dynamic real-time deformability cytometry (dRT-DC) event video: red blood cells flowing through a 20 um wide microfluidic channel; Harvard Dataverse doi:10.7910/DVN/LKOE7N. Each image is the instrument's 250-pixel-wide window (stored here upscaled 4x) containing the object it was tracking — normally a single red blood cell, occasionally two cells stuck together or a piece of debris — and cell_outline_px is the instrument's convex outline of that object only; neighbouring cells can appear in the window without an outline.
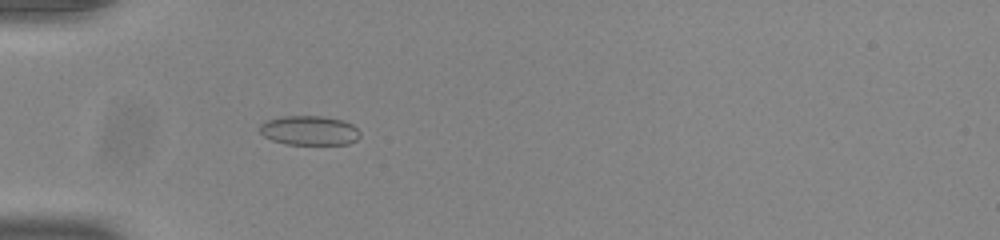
{"species": "common noctule bat (a hibernating species)", "species_latin": "Nyctalus noctula", "temperature_condition": "room temperature", "stored_images_in_passage": 54, "camera_frame_rate_fps": 3000, "um_per_image_px": 0.085, "animal": {"sex": "male", "body_mass_g": 20.0, "forearm_length_mm": 53.3}, "frame": {"image": 1, "passage_image": 18, "time_ms": 5.667, "image_size_px": [1000, 240], "cell_outline_px": [[360, 136], [356, 140], [348, 144], [284, 144], [272, 140], [264, 136], [260, 132], [260, 124], [268, 120], [280, 116], [320, 116], [344, 120], [352, 124], [360, 132]], "centroid_in_image_um": [26.3, 11.09], "position_along_channel_um": 58.7, "area_um2": 17.22}}
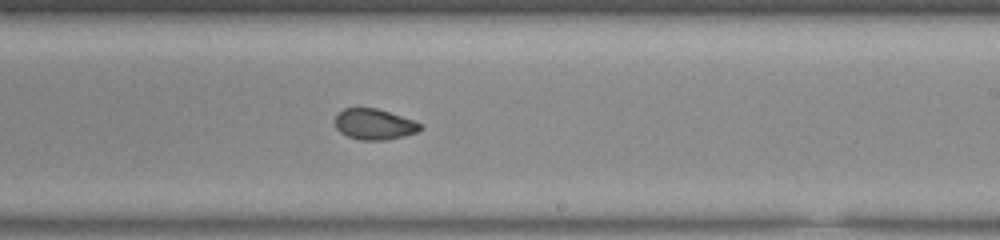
{"frame": {"image": 2, "passage_image": 34, "time_ms": 11.0, "image_size_px": [1000, 240], "cell_outline_px": [[424, 128], [416, 132], [404, 136], [384, 140], [360, 140], [348, 136], [340, 132], [336, 128], [336, 112], [344, 108], [376, 108], [412, 120], [420, 124]], "centroid_in_image_um": [31.78, 10.56], "position_along_channel_um": 257.2, "area_um2": 15.14}}
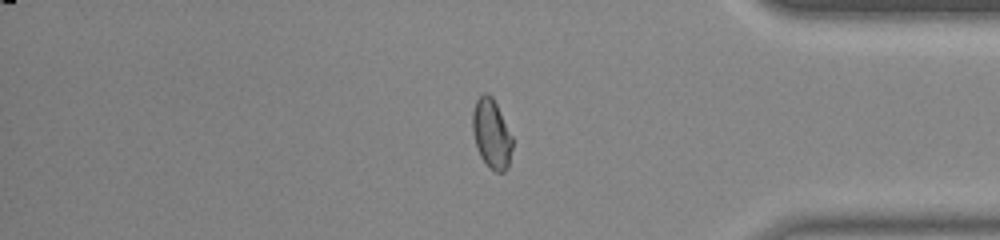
{"frame": {"image": 3, "passage_image": 46, "time_ms": 15.0, "image_size_px": [1000, 240], "cell_outline_px": [[512, 148], [508, 168], [504, 172], [496, 172], [488, 168], [480, 156], [472, 132], [472, 112], [476, 100], [484, 92], [488, 92], [492, 96], [512, 136]], "centroid_in_image_um": [41.77, 11.38], "position_along_channel_um": 393.4, "area_um2": 16.18}, "authors_computed_cell_mechanics": {"area_um2": 16.2707, "velocity_mm_per_s": 3.8707, "shape_relaxation_time_tau1_ms": null, "shape_relaxation_time_tau2_ms": 2.0494, "deformation_change_tau1": null, "deformation_change_tau2": 0.0531}}